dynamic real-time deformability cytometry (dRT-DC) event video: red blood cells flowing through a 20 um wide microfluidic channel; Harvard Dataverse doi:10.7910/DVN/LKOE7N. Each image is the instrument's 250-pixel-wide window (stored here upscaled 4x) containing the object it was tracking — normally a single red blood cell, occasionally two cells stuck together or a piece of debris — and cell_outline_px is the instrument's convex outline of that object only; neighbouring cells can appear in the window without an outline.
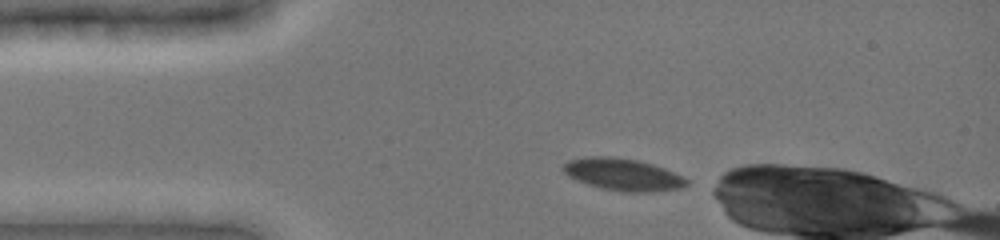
{"species": "common noctule bat (a hibernating species)", "species_latin": "Nyctalus noctula", "temperature_condition": "cold", "stored_images_in_passage": 37, "camera_frame_rate_fps": 3000, "um_per_image_px": 0.085, "animal": {"sex": "female", "body_mass_g": 19.0, "forearm_length_mm": 51.5}, "frame": {"image": 1, "passage_image": 1, "time_ms": 0.0, "image_size_px": [1000, 240], "cell_outline_px": [[688, 184], [684, 188], [652, 192], [620, 192], [600, 188], [576, 180], [568, 176], [564, 172], [564, 164], [568, 160], [584, 156], [612, 156], [636, 160], [652, 164], [664, 168], [688, 180]], "centroid_in_image_um": [52.93, 14.84], "position_along_channel_um": 32.1, "area_um2": 23.18}}
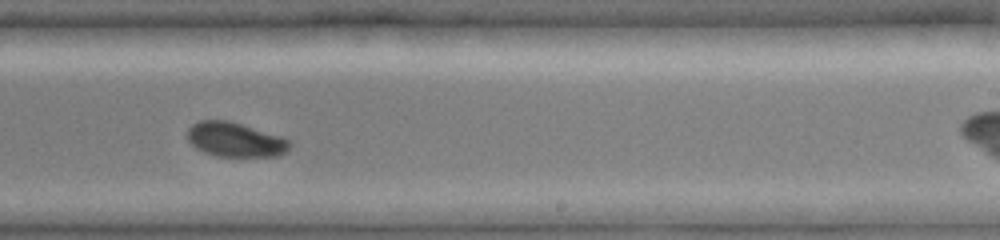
{"frame": {"image": 2, "passage_image": 22, "time_ms": 7.0, "image_size_px": [1000, 240], "cell_outline_px": [[292, 144], [288, 152], [280, 156], [216, 156], [204, 152], [196, 148], [188, 140], [188, 128], [192, 124], [200, 120], [228, 120], [284, 136], [292, 140]], "centroid_in_image_um": [20.07, 11.87], "position_along_channel_um": 268.9, "area_um2": 20.92}}
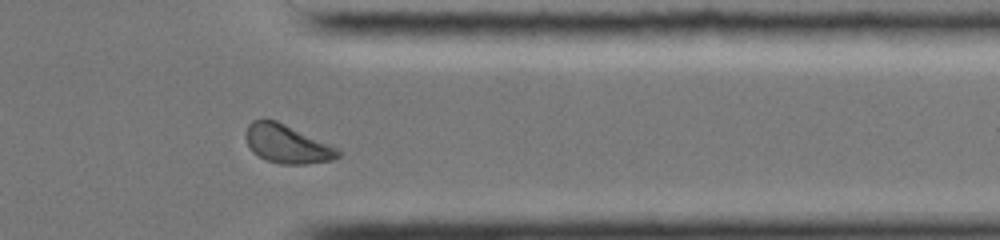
{"frame": {"image": 3, "passage_image": 31, "time_ms": 10.0, "image_size_px": [1000, 240], "cell_outline_px": [[340, 156], [332, 160], [304, 164], [280, 164], [264, 160], [252, 152], [244, 136], [248, 124], [252, 120], [276, 120], [332, 144], [340, 148]], "centroid_in_image_um": [24.41, 12.24], "position_along_channel_um": 387.0, "area_um2": 20.98}}